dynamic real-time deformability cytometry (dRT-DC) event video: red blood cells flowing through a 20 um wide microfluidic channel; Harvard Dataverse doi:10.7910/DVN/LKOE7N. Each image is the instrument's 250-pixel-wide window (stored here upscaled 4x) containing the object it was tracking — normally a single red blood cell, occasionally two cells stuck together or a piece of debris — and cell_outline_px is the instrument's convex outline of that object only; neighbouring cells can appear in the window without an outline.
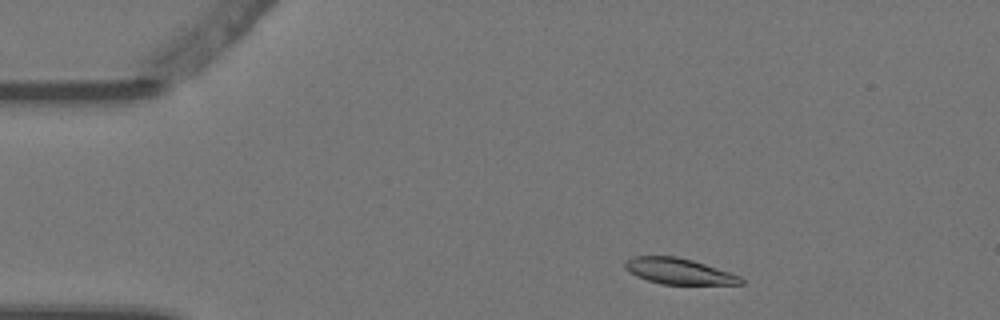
{"species": "Egyptian fruit bat (a non-hibernating species)", "species_latin": "Rousettus aegyptiacus", "temperature_condition": "warm", "stored_images_in_passage": 3, "camera_frame_rate_fps": 3000, "um_per_image_px": 0.085, "animal": {"sex": "female"}, "frame": {"image": 1, "passage_image": 1, "time_ms": 0.0, "image_size_px": [1000, 320], "cell_outline_px": [[744, 284], [660, 284], [636, 276], [628, 272], [624, 268], [624, 260], [632, 256], [676, 256], [692, 260], [740, 276], [744, 280]], "centroid_in_image_um": [57.63, 23.05], "position_along_channel_um": 27.4, "area_um2": 17.46}}